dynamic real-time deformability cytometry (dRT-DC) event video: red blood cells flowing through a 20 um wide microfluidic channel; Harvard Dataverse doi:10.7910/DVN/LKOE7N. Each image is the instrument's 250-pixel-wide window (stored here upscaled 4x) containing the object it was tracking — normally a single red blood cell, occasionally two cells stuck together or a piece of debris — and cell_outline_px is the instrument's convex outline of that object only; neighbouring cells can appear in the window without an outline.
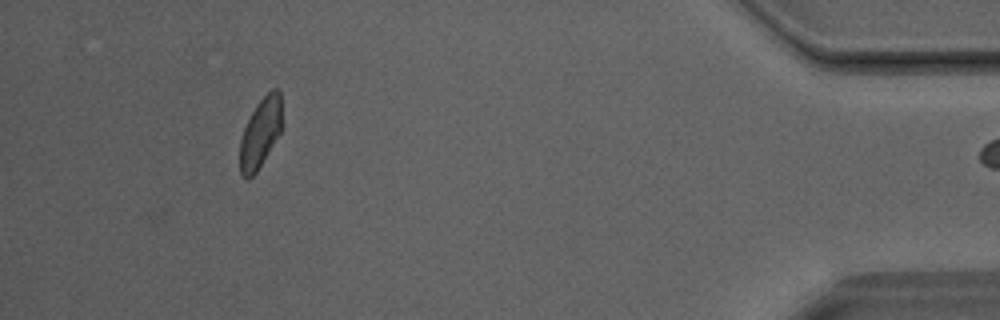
{"species": "Egyptian fruit bat (a non-hibernating species)", "species_latin": "Rousettus aegyptiacus", "temperature_condition": "room temperature", "stored_images_in_passage": 34, "camera_frame_rate_fps": 3000, "um_per_image_px": 0.085, "animal": {"sex": "male"}, "frame": {"image": 1, "passage_image": 34, "time_ms": 11.0, "image_size_px": [1000, 320], "cell_outline_px": [[280, 132], [256, 172], [248, 180], [240, 172], [240, 140], [244, 128], [256, 104], [272, 88], [280, 88]], "centroid_in_image_um": [22.11, 11.29], "position_along_channel_um": 413.1, "area_um2": 16.59}}